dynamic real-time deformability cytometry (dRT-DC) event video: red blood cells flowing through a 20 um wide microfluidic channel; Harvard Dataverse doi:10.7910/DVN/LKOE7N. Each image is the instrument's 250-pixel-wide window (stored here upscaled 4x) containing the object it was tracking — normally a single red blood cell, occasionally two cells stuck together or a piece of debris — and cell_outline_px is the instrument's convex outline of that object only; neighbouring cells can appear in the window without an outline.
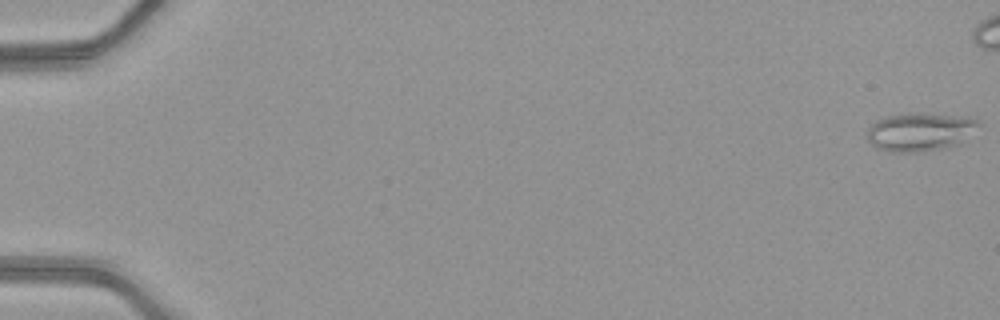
{"species": "common noctule bat (a hibernating species)", "species_latin": "Nyctalus noctula", "temperature_condition": "warm", "stored_images_in_passage": 45, "camera_frame_rate_fps": 3000, "um_per_image_px": 0.085, "animal": {"sex": "female", "body_mass_g": 21.9}, "frame": {"image": 1, "passage_image": 1, "time_ms": 0.0, "image_size_px": [1000, 320], "cell_outline_px": [[980, 124], [964, 144], [948, 148], [924, 152], [888, 152], [876, 148], [868, 140], [868, 128], [876, 120], [888, 116], [912, 112], [976, 116], [980, 120]], "centroid_in_image_um": [78.31, 11.2], "position_along_channel_um": 6.7, "area_um2": 25.95}}
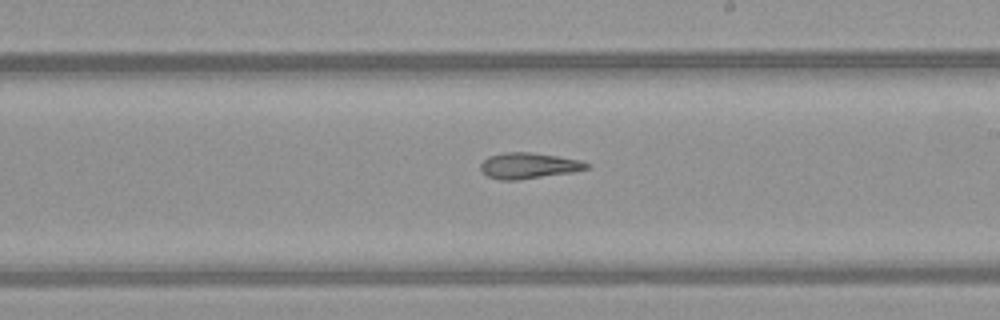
{"frame": {"image": 2, "passage_image": 31, "time_ms": 10.0, "image_size_px": [1000, 320], "cell_outline_px": [[592, 164], [588, 168], [572, 172], [516, 180], [500, 180], [488, 176], [480, 168], [480, 164], [488, 156], [504, 152], [532, 152], [580, 160]], "centroid_in_image_um": [44.93, 14.07], "position_along_channel_um": 244.1, "area_um2": 15.9}}
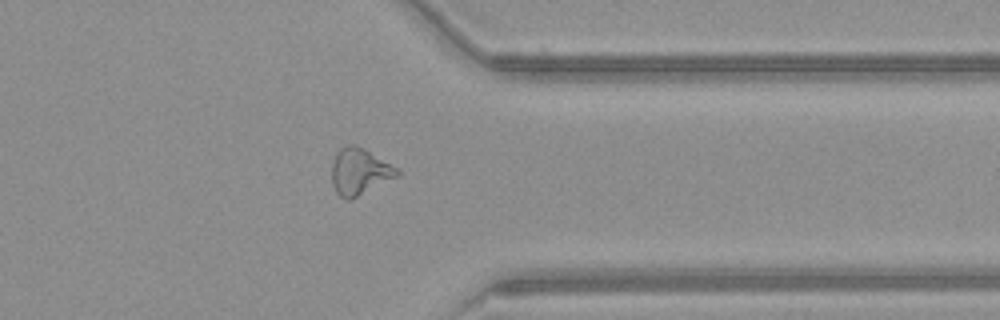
{"frame": {"image": 3, "passage_image": 41, "time_ms": 13.333, "image_size_px": [1000, 320], "cell_outline_px": [[400, 172], [396, 176], [348, 200], [340, 196], [336, 192], [332, 184], [332, 160], [336, 152], [340, 148], [348, 144], [356, 144], [364, 148], [400, 168]], "centroid_in_image_um": [30.54, 14.53], "position_along_channel_um": 380.9, "area_um2": 17.57}}